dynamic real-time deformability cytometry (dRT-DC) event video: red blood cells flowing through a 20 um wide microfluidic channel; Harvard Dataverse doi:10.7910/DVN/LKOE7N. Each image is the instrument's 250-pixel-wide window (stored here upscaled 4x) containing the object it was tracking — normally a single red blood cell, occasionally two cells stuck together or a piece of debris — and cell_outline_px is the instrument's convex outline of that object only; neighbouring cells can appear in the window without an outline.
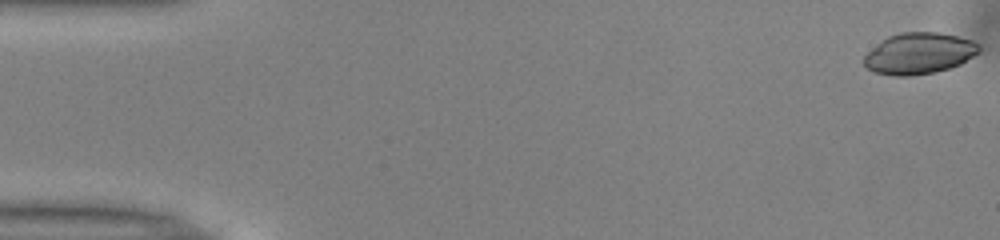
{"species": "common noctule bat (a hibernating species)", "species_latin": "Nyctalus noctula", "temperature_condition": "warm", "stored_images_in_passage": 41, "camera_frame_rate_fps": 3000, "um_per_image_px": 0.085, "animal": {"sex": "male", "body_mass_g": 13.0, "forearm_length_mm": 53.1}, "frame": {"image": 1, "passage_image": 1, "time_ms": 0.0, "image_size_px": [1000, 240], "cell_outline_px": [[980, 52], [960, 64], [936, 72], [912, 76], [896, 76], [876, 72], [868, 68], [864, 64], [864, 56], [872, 48], [888, 36], [900, 32], [936, 32], [956, 36], [972, 40], [980, 44]], "centroid_in_image_um": [78.14, 4.54], "position_along_channel_um": 6.9, "area_um2": 27.57}}
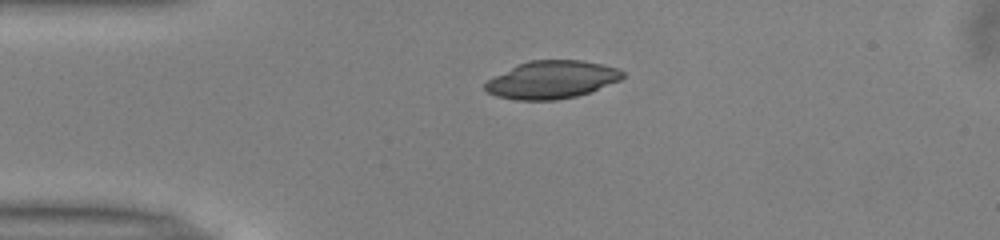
{"frame": {"image": 2, "passage_image": 12, "time_ms": 3.667, "image_size_px": [1000, 240], "cell_outline_px": [[624, 76], [620, 80], [588, 92], [576, 96], [556, 100], [516, 100], [496, 96], [488, 92], [484, 88], [484, 84], [488, 80], [516, 64], [528, 60], [580, 60], [600, 64], [616, 68], [624, 72]], "centroid_in_image_um": [46.86, 6.77], "position_along_channel_um": 38.1, "area_um2": 30.06}}